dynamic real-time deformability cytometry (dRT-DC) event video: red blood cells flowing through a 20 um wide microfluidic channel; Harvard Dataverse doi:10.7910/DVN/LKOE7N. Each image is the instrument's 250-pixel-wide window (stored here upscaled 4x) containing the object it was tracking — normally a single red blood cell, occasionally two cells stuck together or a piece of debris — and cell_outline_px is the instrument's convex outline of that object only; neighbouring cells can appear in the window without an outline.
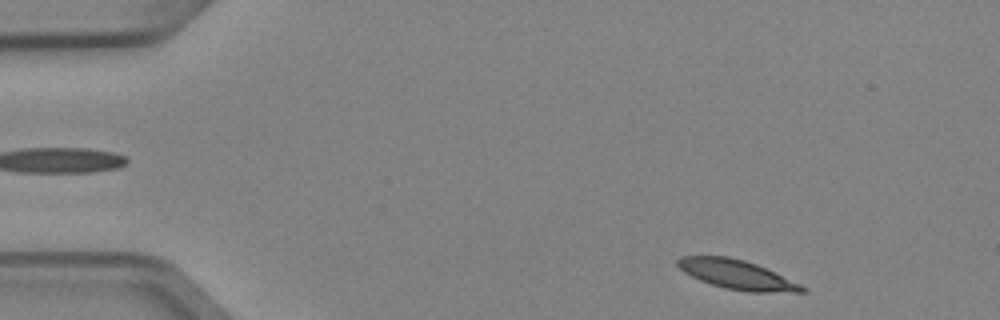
{"species": "Egyptian fruit bat (a non-hibernating species)", "species_latin": "Rousettus aegyptiacus", "temperature_condition": "cold", "stored_images_in_passage": 4, "segment_of_instrument_passage": [2, 2], "camera_frame_rate_fps": 3000, "um_per_image_px": 0.085, "animal": {"sex": "female"}, "frame": {"image": 1, "passage_image": 4, "time_ms": 1.0, "image_size_px": [1000, 320], "cell_outline_px": [[808, 292], [748, 292], [724, 288], [700, 280], [684, 272], [676, 264], [676, 260], [680, 256], [728, 256], [744, 260], [756, 264], [800, 284], [808, 288]], "centroid_in_image_um": [62.63, 23.34], "position_along_channel_um": 22.4, "area_um2": 21.1}}